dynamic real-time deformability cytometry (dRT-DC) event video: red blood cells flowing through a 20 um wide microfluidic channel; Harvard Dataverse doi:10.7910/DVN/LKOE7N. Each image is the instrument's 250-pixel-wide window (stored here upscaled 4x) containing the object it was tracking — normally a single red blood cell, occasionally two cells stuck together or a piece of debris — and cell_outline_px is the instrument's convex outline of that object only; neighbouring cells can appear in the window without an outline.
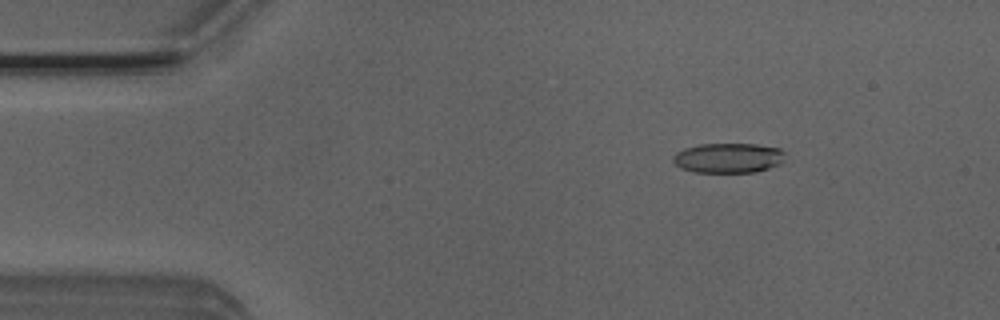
{"species": "Egyptian fruit bat (a non-hibernating species)", "species_latin": "Rousettus aegyptiacus", "temperature_condition": "room temperature", "stored_images_in_passage": 50, "camera_frame_rate_fps": 3000, "um_per_image_px": 0.085, "animal": {"sex": "male"}, "frame": {"image": 1, "passage_image": 6, "time_ms": 1.667, "image_size_px": [1000, 320], "cell_outline_px": [[784, 160], [780, 164], [756, 172], [692, 172], [680, 168], [672, 160], [672, 156], [676, 152], [684, 148], [700, 144], [756, 144], [780, 148], [784, 152]], "centroid_in_image_um": [61.89, 13.42], "position_along_channel_um": 23.1, "area_um2": 19.65}}
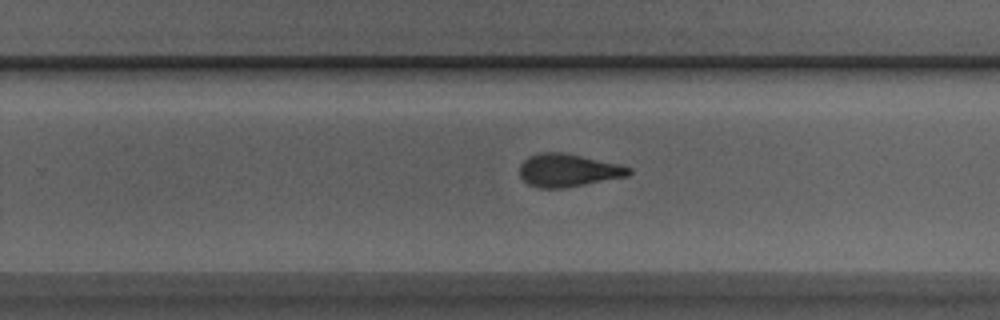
{"frame": {"image": 2, "passage_image": 31, "time_ms": 10.0, "image_size_px": [1000, 320], "cell_outline_px": [[632, 172], [628, 176], [564, 188], [536, 188], [528, 184], [520, 176], [520, 164], [528, 156], [540, 152], [560, 152], [580, 156], [616, 164], [632, 168]], "centroid_in_image_um": [48.24, 14.49], "position_along_channel_um": 281.6, "area_um2": 20.75}}
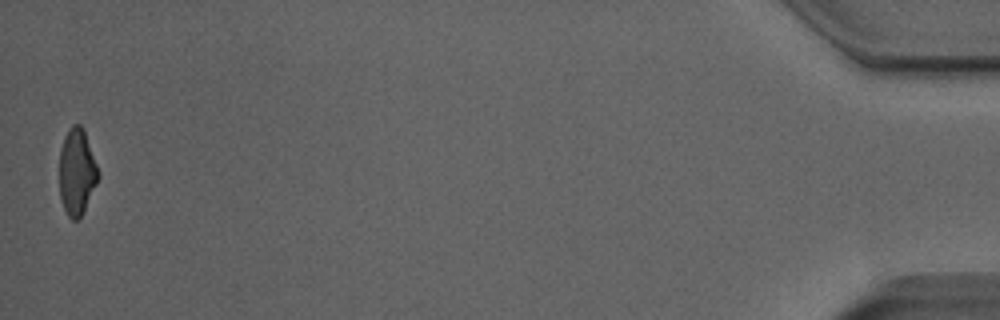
{"frame": {"image": 3, "passage_image": 50, "time_ms": 16.333, "image_size_px": [1000, 320], "cell_outline_px": [[100, 176], [80, 216], [76, 220], [72, 220], [68, 216], [60, 200], [60, 148], [64, 136], [68, 128], [72, 124], [80, 124], [84, 128], [100, 172]], "centroid_in_image_um": [6.53, 14.54], "position_along_channel_um": 428.7, "area_um2": 19.59}, "authors_computed_cell_mechanics": {"area_um2": 20.7213, "velocity_mm_per_s": 3.9339, "shape_relaxation_time_tau1_ms": 7.0511, "shape_relaxation_time_tau2_ms": 2.5619, "deformation_change_tau1": 0.2355, "deformation_change_tau2": 0.1226}}